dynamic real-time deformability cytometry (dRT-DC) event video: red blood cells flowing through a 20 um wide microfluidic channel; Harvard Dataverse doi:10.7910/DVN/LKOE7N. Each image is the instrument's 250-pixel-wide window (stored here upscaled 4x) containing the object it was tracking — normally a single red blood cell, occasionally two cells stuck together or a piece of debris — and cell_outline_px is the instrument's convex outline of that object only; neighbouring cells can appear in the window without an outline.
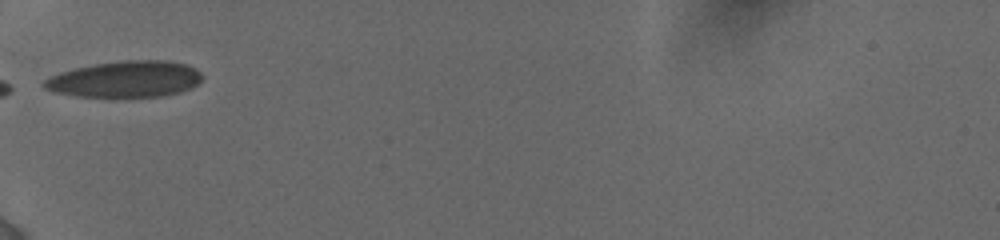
{"species": "human", "species_latin": "Homo sapiens", "temperature_condition": "cold", "stored_images_in_passage": 25, "camera_frame_rate_fps": 3000, "um_per_image_px": 0.085, "donor": {"sex": "female"}, "frame": {"image": 1, "passage_image": 1, "time_ms": 0.0, "image_size_px": [1000, 240], "cell_outline_px": [[200, 80], [196, 84], [180, 92], [160, 96], [76, 96], [52, 92], [44, 88], [40, 84], [44, 80], [60, 72], [92, 64], [124, 60], [164, 60], [188, 64], [196, 68], [200, 72]], "centroid_in_image_um": [10.61, 6.72], "position_along_channel_um": 74.4, "area_um2": 33.23}}
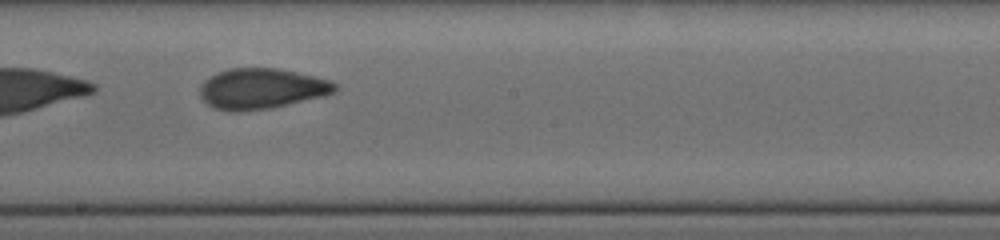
{"frame": {"image": 2, "passage_image": 13, "time_ms": 4.0, "image_size_px": [1000, 240], "cell_outline_px": [[340, 88], [336, 92], [324, 96], [268, 108], [236, 112], [232, 112], [212, 108], [200, 96], [200, 88], [204, 80], [216, 72], [232, 68], [280, 68], [316, 76], [332, 80]], "centroid_in_image_um": [22.26, 7.52], "position_along_channel_um": 225.9, "area_um2": 32.14}}
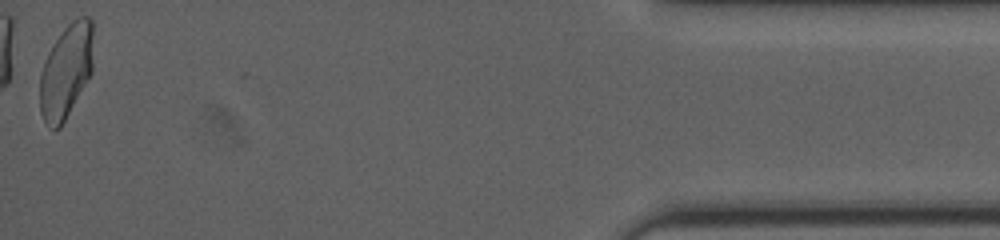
{"frame": {"image": 3, "passage_image": 25, "time_ms": 11.0, "image_size_px": [1000, 240], "cell_outline_px": [[92, 72], [60, 128], [52, 128], [44, 124], [40, 112], [40, 72], [48, 52], [64, 28], [72, 20], [80, 16], [88, 16], [92, 20]], "centroid_in_image_um": [5.6, 6.05], "position_along_channel_um": 429.6, "area_um2": 29.13}, "authors_computed_cell_mechanics": {"area_um2": 32.1368, "velocity_mm_per_s": 3.8567, "shape_relaxation_time_tau1_ms": 6.1588, "shape_relaxation_time_tau2_ms": 1.4098, "deformation_change_tau1": 0.163, "deformation_change_tau2": 0.0716}}